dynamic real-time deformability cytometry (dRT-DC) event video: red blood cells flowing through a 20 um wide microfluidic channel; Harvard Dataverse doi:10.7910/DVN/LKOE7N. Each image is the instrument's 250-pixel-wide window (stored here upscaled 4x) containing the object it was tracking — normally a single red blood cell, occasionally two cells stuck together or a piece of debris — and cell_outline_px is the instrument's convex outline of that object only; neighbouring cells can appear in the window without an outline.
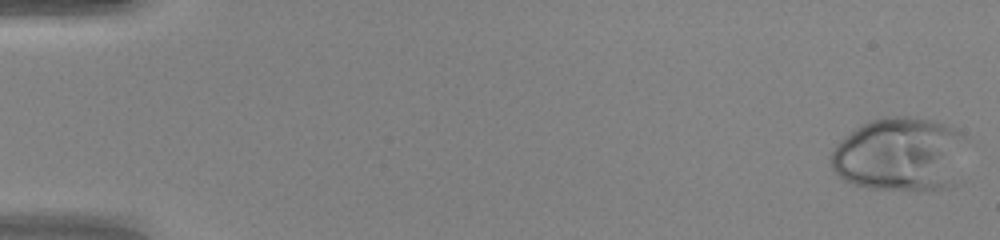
{"species": "human", "species_latin": "Homo sapiens", "temperature_condition": "warm", "stored_images_in_passage": 49, "camera_frame_rate_fps": 3000, "um_per_image_px": 0.085, "donor": {"sex": "female"}, "frame": {"image": 1, "passage_image": 1, "time_ms": 0.0, "image_size_px": [1000, 240], "cell_outline_px": [[968, 140], [956, 184], [944, 188], [868, 188], [844, 180], [832, 168], [832, 152], [836, 144], [840, 140], [856, 128], [868, 120], [884, 116], [908, 116], [936, 120], [956, 128]], "centroid_in_image_um": [76.56, 13.07], "position_along_channel_um": 8.4, "area_um2": 58.61}}
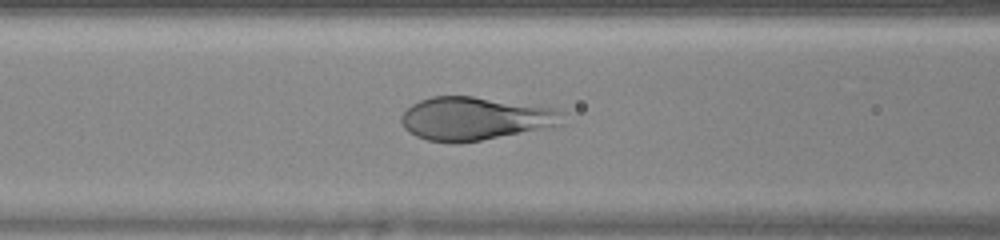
{"frame": {"image": 2, "passage_image": 21, "time_ms": 6.667, "image_size_px": [1000, 240], "cell_outline_px": [[564, 124], [480, 140], [428, 140], [416, 136], [408, 132], [404, 128], [400, 120], [400, 116], [412, 104], [420, 100], [432, 96], [472, 96], [552, 108], [560, 112]], "centroid_in_image_um": [40.32, 10.04], "position_along_channel_um": 126.3, "area_um2": 39.36}}
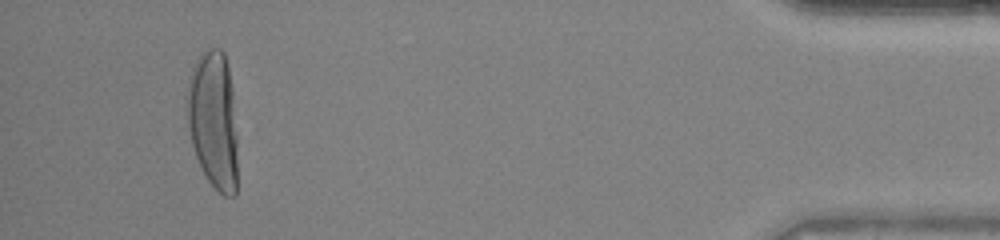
{"frame": {"image": 3, "passage_image": 46, "time_ms": 15.0, "image_size_px": [1000, 240], "cell_outline_px": [[236, 196], [224, 196], [208, 180], [196, 156], [192, 144], [188, 128], [184, 96], [188, 80], [192, 68], [200, 52], [208, 48], [220, 48], [224, 52], [228, 68], [232, 88], [236, 136]], "centroid_in_image_um": [18.1, 10.14], "position_along_channel_um": 417.1, "area_um2": 40.92}, "authors_computed_cell_mechanics": {"area_um2": 40.9224, "velocity_mm_per_s": 4.2551, "shape_relaxation_time_tau1_ms": 4.2023, "shape_relaxation_time_tau2_ms": null, "deformation_change_tau1": 0.2915, "deformation_change_tau2": null}}